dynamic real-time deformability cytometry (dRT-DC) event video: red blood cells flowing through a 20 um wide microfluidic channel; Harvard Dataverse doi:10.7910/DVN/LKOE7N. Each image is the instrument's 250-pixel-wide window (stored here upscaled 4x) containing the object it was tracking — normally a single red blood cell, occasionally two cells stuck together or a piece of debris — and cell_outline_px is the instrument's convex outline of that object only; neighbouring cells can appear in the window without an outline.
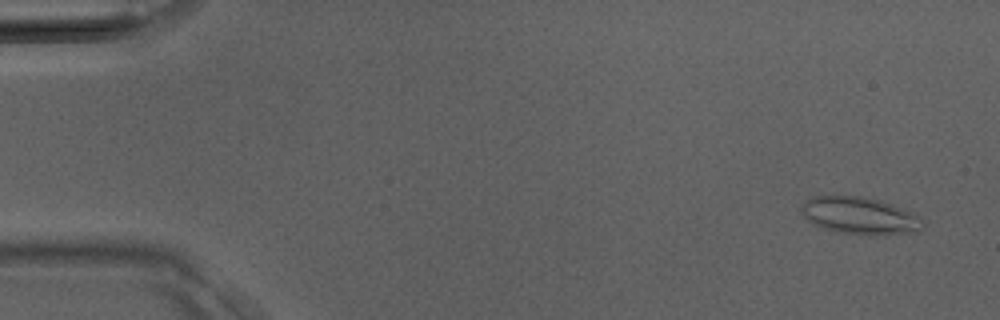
{"species": "Egyptian fruit bat (a non-hibernating species)", "species_latin": "Rousettus aegyptiacus", "temperature_condition": "room temperature", "stored_images_in_passage": 38, "camera_frame_rate_fps": 3000, "um_per_image_px": 0.085, "animal": {"sex": "male"}, "frame": {"image": 1, "passage_image": 2, "time_ms": 0.333, "image_size_px": [1000, 320], "cell_outline_px": [[924, 224], [920, 232], [840, 232], [824, 228], [808, 220], [804, 216], [800, 208], [808, 200], [816, 196], [860, 196], [880, 200], [892, 204], [912, 212], [920, 216], [924, 220]], "centroid_in_image_um": [73.11, 18.28], "position_along_channel_um": 11.9, "area_um2": 25.2}}
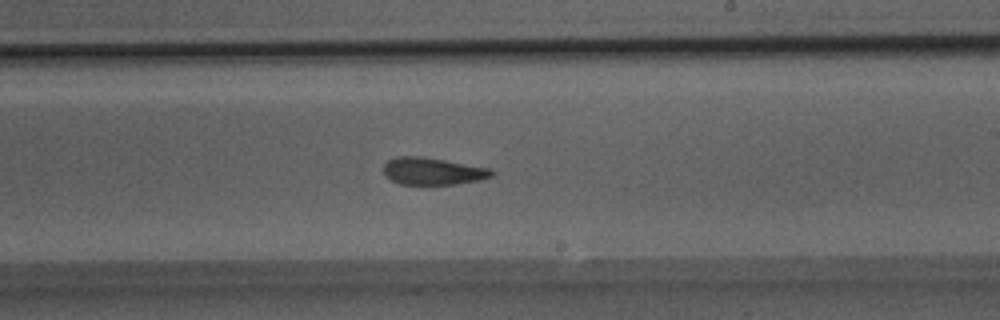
{"frame": {"image": 2, "passage_image": 23, "time_ms": 7.333, "image_size_px": [1000, 320], "cell_outline_px": [[496, 172], [492, 176], [480, 180], [452, 184], [400, 184], [384, 176], [384, 164], [388, 160], [396, 156], [420, 156], [444, 160], [488, 168]], "centroid_in_image_um": [36.75, 14.55], "position_along_channel_um": 252.3, "area_um2": 16.99}}
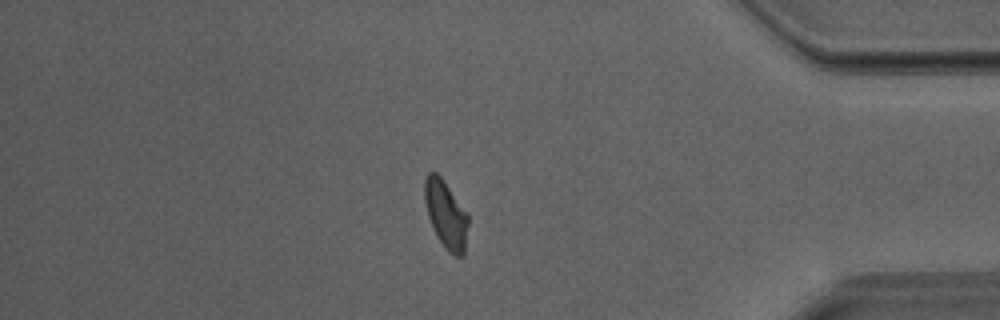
{"frame": {"image": 3, "passage_image": 33, "time_ms": 10.667, "image_size_px": [1000, 320], "cell_outline_px": [[468, 224], [464, 256], [456, 256], [448, 252], [444, 248], [436, 236], [432, 228], [428, 216], [424, 200], [424, 180], [428, 172], [436, 172], [440, 176], [468, 216]], "centroid_in_image_um": [37.87, 18.27], "position_along_channel_um": 397.3, "area_um2": 17.05}}